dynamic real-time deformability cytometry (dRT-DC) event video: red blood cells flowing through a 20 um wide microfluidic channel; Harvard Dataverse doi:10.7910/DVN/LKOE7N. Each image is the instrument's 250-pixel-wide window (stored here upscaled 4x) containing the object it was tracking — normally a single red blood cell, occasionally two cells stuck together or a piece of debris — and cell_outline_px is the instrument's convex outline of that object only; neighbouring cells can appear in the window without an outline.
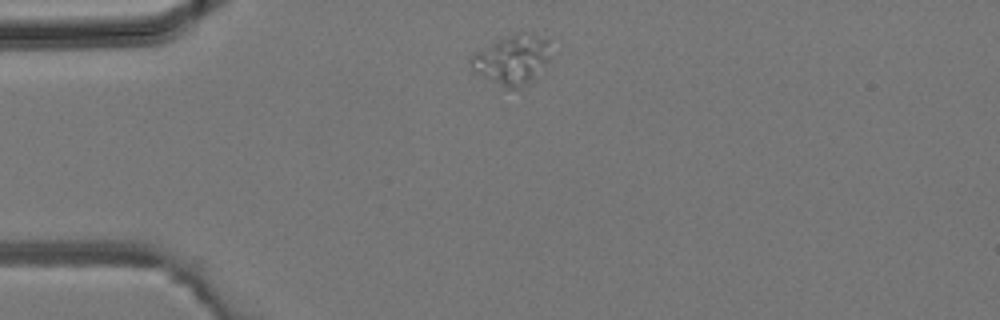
{"species": "common noctule bat (a hibernating species)", "species_latin": "Nyctalus noctula", "temperature_condition": "room temperature", "stored_images_in_passage": 2, "camera_frame_rate_fps": 3000, "um_per_image_px": 0.085, "animal": {"sex": "male", "body_mass_g": 19.2, "forearm_length_mm": 51.8}, "frame": {"image": 1, "passage_image": 1, "time_ms": 0.0, "image_size_px": [1000, 320], "cell_outline_px": [[560, 52], [528, 84], [520, 88], [504, 88], [476, 72], [472, 68], [468, 60], [468, 56], [504, 36], [516, 32], [532, 32], [548, 40]], "centroid_in_image_um": [43.67, 5.03], "position_along_channel_um": 41.3, "area_um2": 24.16}}